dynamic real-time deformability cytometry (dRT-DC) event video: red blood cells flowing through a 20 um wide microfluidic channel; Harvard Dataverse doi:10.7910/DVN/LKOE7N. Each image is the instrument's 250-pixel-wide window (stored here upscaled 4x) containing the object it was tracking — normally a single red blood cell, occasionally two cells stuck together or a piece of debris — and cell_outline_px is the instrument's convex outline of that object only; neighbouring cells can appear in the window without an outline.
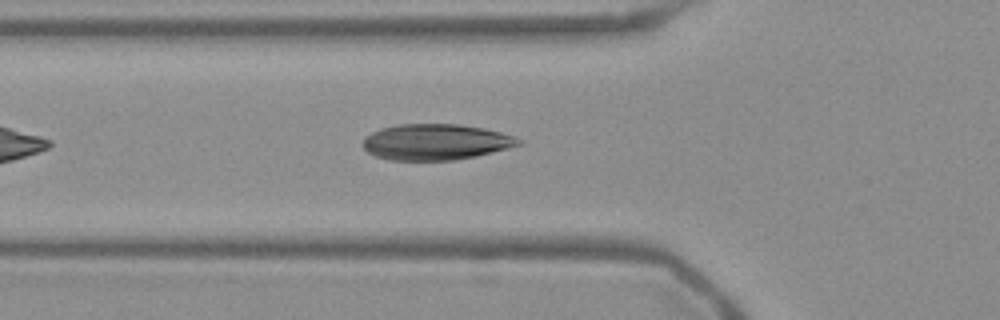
{"species": "Egyptian fruit bat (a non-hibernating species)", "species_latin": "Rousettus aegyptiacus", "temperature_condition": "warm", "stored_images_in_passage": 42, "camera_frame_rate_fps": 3000, "um_per_image_px": 0.085, "frame": {"image": 1, "passage_image": 7, "time_ms": 2.0, "image_size_px": [1000, 320], "cell_outline_px": [[524, 144], [476, 156], [456, 160], [388, 160], [376, 156], [368, 152], [364, 148], [364, 136], [380, 128], [396, 124], [456, 124], [484, 128], [500, 132], [524, 140]], "centroid_in_image_um": [37.04, 12.07], "position_along_channel_um": 88.8, "area_um2": 32.71}}
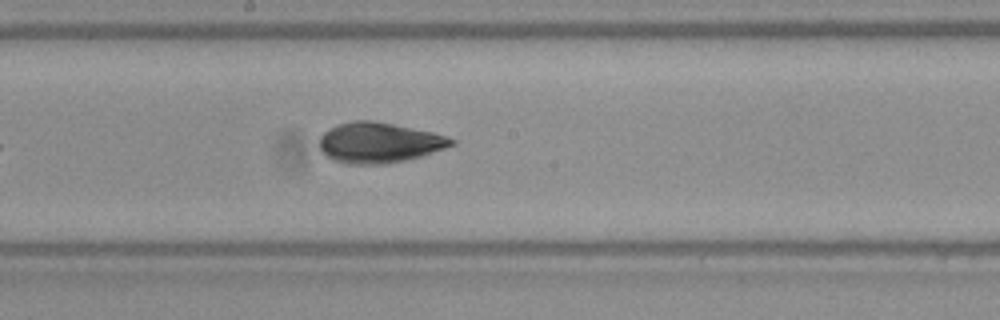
{"frame": {"image": 2, "passage_image": 17, "time_ms": 5.333, "image_size_px": [1000, 320], "cell_outline_px": [[456, 144], [420, 156], [388, 164], [348, 164], [332, 160], [324, 156], [320, 148], [320, 136], [328, 128], [336, 124], [352, 120], [372, 120], [432, 132], [456, 140]], "centroid_in_image_um": [32.16, 12.12], "position_along_channel_um": 216.0, "area_um2": 31.1}}
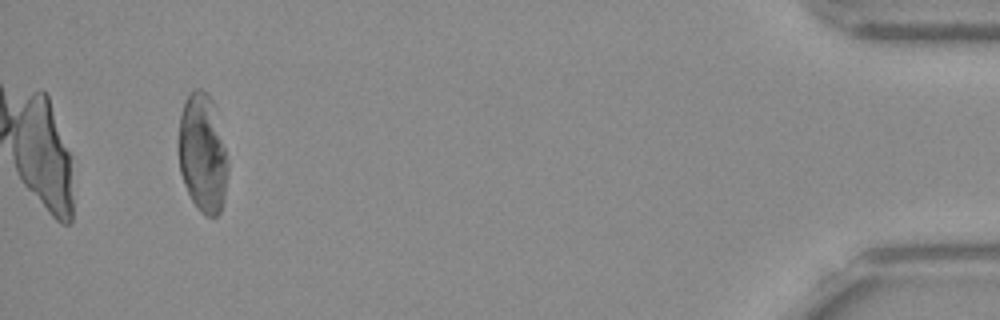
{"frame": {"image": 3, "passage_image": 39, "time_ms": 12.667, "image_size_px": [1000, 320], "cell_outline_px": [[228, 172], [224, 200], [220, 212], [216, 216], [204, 216], [200, 212], [192, 200], [184, 184], [180, 172], [180, 116], [184, 100], [196, 88], [200, 88], [208, 92], [212, 100], [228, 164]], "centroid_in_image_um": [17.23, 13.06], "position_along_channel_um": 418.0, "area_um2": 33.52}}